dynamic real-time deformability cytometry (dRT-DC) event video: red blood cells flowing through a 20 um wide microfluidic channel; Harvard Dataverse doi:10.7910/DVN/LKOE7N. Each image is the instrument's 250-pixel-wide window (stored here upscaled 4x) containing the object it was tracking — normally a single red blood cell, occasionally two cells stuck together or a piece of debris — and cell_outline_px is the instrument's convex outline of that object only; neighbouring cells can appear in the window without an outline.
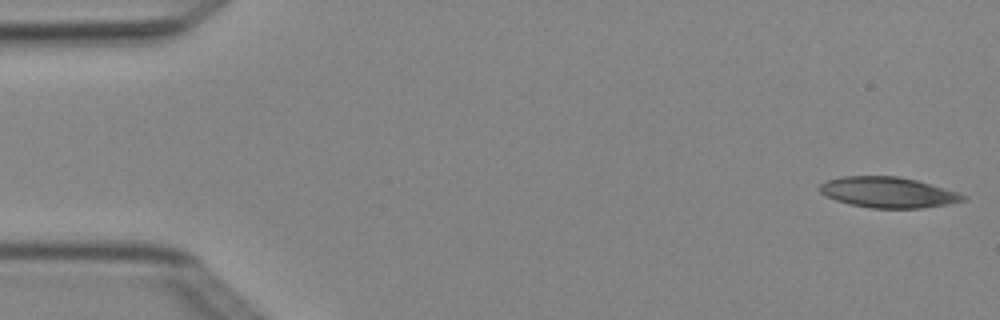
{"species": "Egyptian fruit bat (a non-hibernating species)", "species_latin": "Rousettus aegyptiacus", "temperature_condition": "cold", "stored_images_in_passage": 4, "camera_frame_rate_fps": 3000, "um_per_image_px": 0.085, "animal": {"sex": "female"}, "frame": {"image": 1, "passage_image": 1, "time_ms": 0.0, "image_size_px": [1000, 320], "cell_outline_px": [[968, 200], [948, 204], [920, 208], [872, 208], [852, 204], [836, 200], [820, 192], [820, 184], [828, 180], [844, 176], [896, 176], [916, 180], [944, 188], [968, 196]], "centroid_in_image_um": [75.52, 16.35], "position_along_channel_um": 9.5, "area_um2": 25.32}}
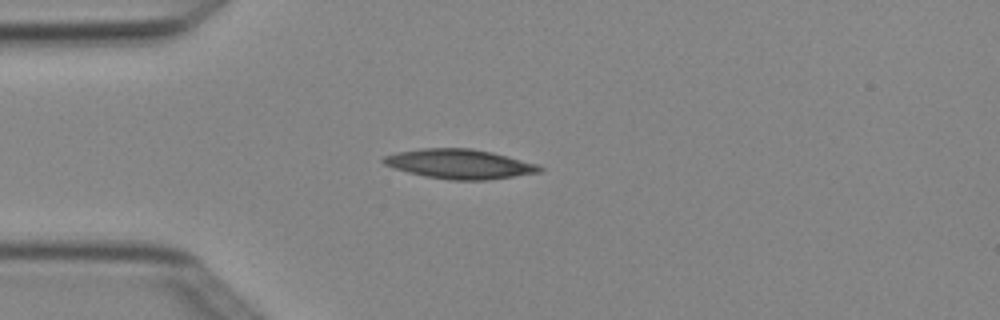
{"frame": {"image": 2, "passage_image": 4, "time_ms": 1.0, "image_size_px": [1000, 320], "cell_outline_px": [[544, 168], [540, 172], [488, 180], [452, 180], [424, 176], [408, 172], [384, 164], [380, 160], [384, 156], [396, 152], [420, 148], [472, 148], [492, 152], [540, 164]], "centroid_in_image_um": [39.08, 13.93], "position_along_channel_um": 45.9, "area_um2": 26.99}}